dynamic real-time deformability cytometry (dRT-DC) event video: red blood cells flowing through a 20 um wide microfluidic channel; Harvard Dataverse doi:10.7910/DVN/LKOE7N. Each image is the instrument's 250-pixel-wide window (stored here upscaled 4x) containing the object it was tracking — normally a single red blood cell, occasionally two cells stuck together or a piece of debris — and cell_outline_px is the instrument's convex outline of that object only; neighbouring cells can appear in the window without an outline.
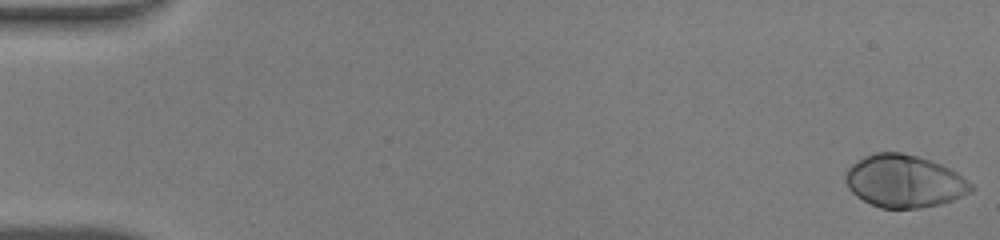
{"species": "human", "species_latin": "Homo sapiens", "temperature_condition": "warm", "stored_images_in_passage": 49, "camera_frame_rate_fps": 3000, "um_per_image_px": 0.085, "donor": {"sex": "male"}, "frame": {"image": 1, "passage_image": 1, "time_ms": 0.0, "image_size_px": [1000, 240], "cell_outline_px": [[976, 188], [972, 192], [952, 200], [940, 204], [920, 208], [880, 208], [856, 196], [848, 188], [844, 180], [844, 172], [852, 164], [864, 156], [876, 152], [900, 152], [916, 156], [940, 164], [956, 172], [972, 184]], "centroid_in_image_um": [76.84, 15.41], "position_along_channel_um": 8.2, "area_um2": 38.44}}
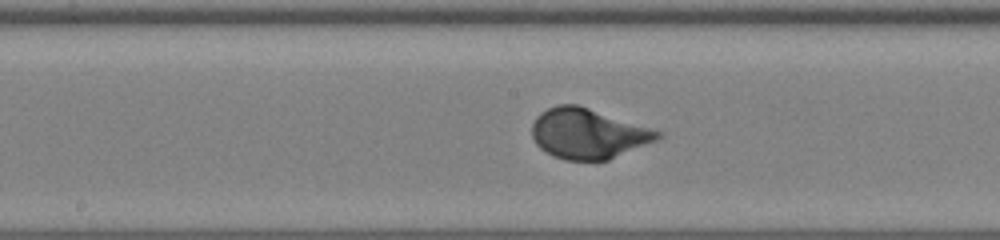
{"frame": {"image": 2, "passage_image": 26, "time_ms": 8.333, "image_size_px": [1000, 240], "cell_outline_px": [[664, 136], [656, 140], [608, 160], [564, 160], [552, 156], [540, 148], [536, 144], [532, 136], [532, 124], [536, 116], [540, 112], [556, 104], [576, 104], [664, 132]], "centroid_in_image_um": [49.96, 11.35], "position_along_channel_um": 198.2, "area_um2": 36.7}}
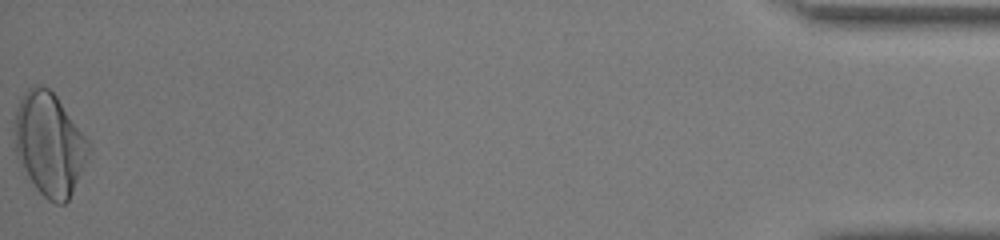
{"frame": {"image": 3, "passage_image": 49, "time_ms": 16.0, "image_size_px": [1000, 240], "cell_outline_px": [[92, 148], [72, 192], [68, 200], [64, 204], [56, 204], [48, 200], [36, 188], [20, 164], [16, 156], [12, 128], [16, 108], [24, 92], [28, 88], [40, 84], [48, 88], [56, 96], [88, 140]], "centroid_in_image_um": [4.16, 12.24], "position_along_channel_um": 431.0, "area_um2": 44.45}, "authors_computed_cell_mechanics": {"area_um2": 36.5296, "velocity_mm_per_s": 4.2721, "shape_relaxation_time_tau1_ms": 2.3086, "shape_relaxation_time_tau2_ms": null, "deformation_change_tau1": 0.1829, "deformation_change_tau2": null}}